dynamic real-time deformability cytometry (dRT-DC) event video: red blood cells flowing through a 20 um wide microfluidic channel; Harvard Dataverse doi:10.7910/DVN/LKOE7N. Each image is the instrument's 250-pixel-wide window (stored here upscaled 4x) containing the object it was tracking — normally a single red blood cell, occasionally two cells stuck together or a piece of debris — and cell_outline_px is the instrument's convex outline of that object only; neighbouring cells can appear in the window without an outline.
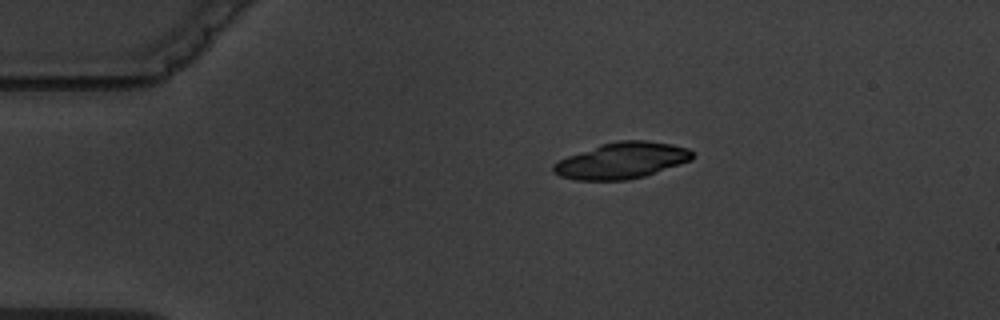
{"species": "common noctule bat (a hibernating species)", "species_latin": "Nyctalus noctula", "temperature_condition": "warm", "stored_images_in_passage": 2, "camera_frame_rate_fps": 3000, "um_per_image_px": 0.085, "animal": {"sex": "male", "body_mass_g": 19.5, "forearm_length_mm": 54.6}, "frame": {"image": 1, "passage_image": 1, "time_ms": 0.0, "image_size_px": [1000, 320], "cell_outline_px": [[692, 160], [644, 176], [628, 180], [576, 180], [560, 176], [552, 172], [552, 164], [568, 156], [600, 144], [616, 140], [644, 140], [672, 144], [688, 148], [692, 152]], "centroid_in_image_um": [52.83, 13.64], "position_along_channel_um": 32.2, "area_um2": 29.25}}